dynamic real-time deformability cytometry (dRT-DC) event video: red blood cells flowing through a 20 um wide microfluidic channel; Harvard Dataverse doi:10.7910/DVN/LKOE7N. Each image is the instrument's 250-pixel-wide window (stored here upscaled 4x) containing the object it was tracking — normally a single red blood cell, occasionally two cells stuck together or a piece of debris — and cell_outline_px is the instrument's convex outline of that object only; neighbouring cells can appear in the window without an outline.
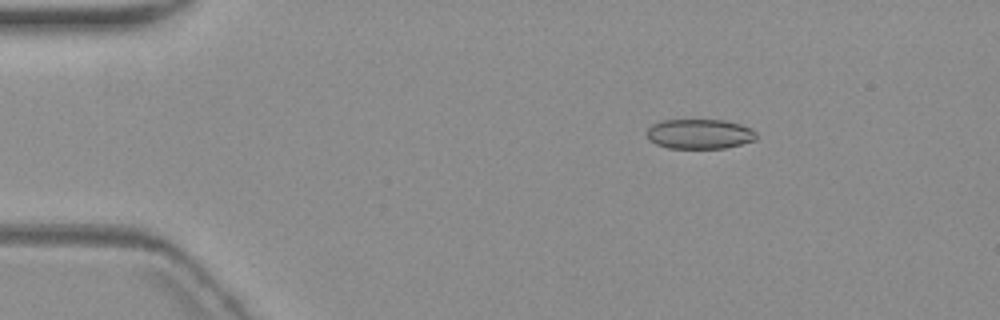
{"species": "common noctule bat (a hibernating species)", "species_latin": "Nyctalus noctula", "temperature_condition": "warm", "stored_images_in_passage": 6, "camera_frame_rate_fps": 3000, "um_per_image_px": 0.085, "animal": {"sex": "female", "body_mass_g": 19.3, "forearm_length_mm": 54.1}, "frame": {"image": 1, "passage_image": 3, "time_ms": 2.333, "image_size_px": [1000, 320], "cell_outline_px": [[756, 140], [724, 148], [668, 148], [656, 144], [648, 140], [644, 132], [652, 124], [664, 120], [724, 120], [740, 124], [752, 128], [756, 132]], "centroid_in_image_um": [59.43, 11.38], "position_along_channel_um": 25.6, "area_um2": 19.19}}
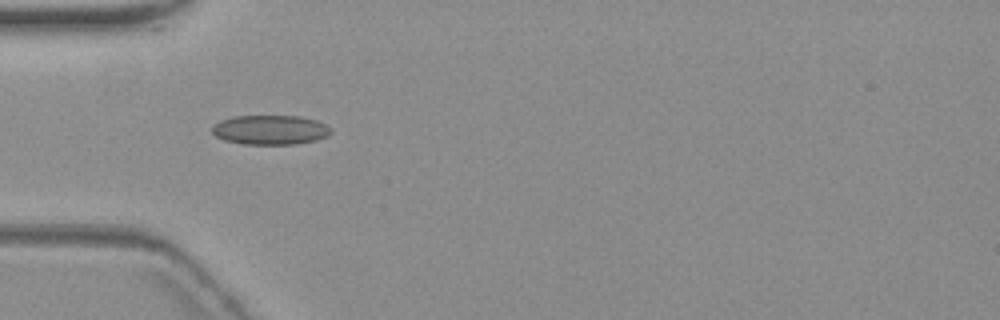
{"frame": {"image": 2, "passage_image": 5, "time_ms": 5.333, "image_size_px": [1000, 320], "cell_outline_px": [[332, 132], [328, 136], [316, 140], [296, 144], [244, 144], [224, 140], [216, 136], [212, 132], [212, 128], [220, 120], [232, 116], [300, 116], [316, 120], [332, 128]], "centroid_in_image_um": [22.99, 11.04], "position_along_channel_um": 62.0, "area_um2": 20.46}}
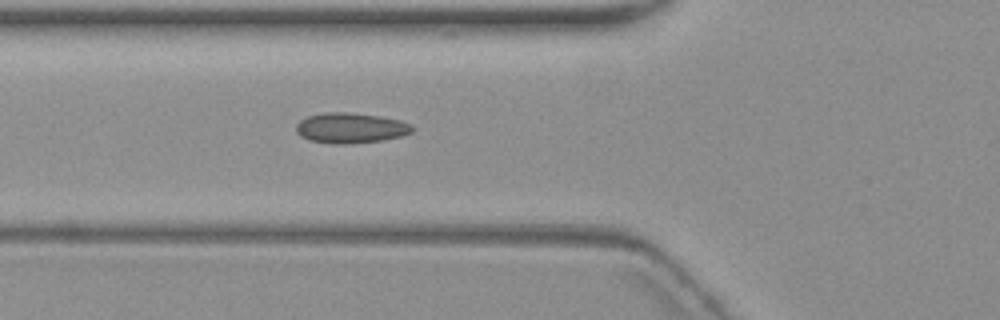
{"frame": {"image": 3, "passage_image": 6, "time_ms": 6.333, "image_size_px": [1000, 320], "cell_outline_px": [[412, 132], [404, 136], [384, 140], [352, 144], [332, 144], [308, 140], [300, 136], [296, 132], [296, 124], [300, 120], [308, 116], [324, 112], [348, 112], [380, 116], [400, 120], [412, 124]], "centroid_in_image_um": [29.8, 10.89], "position_along_channel_um": 96.0, "area_um2": 20.87}}